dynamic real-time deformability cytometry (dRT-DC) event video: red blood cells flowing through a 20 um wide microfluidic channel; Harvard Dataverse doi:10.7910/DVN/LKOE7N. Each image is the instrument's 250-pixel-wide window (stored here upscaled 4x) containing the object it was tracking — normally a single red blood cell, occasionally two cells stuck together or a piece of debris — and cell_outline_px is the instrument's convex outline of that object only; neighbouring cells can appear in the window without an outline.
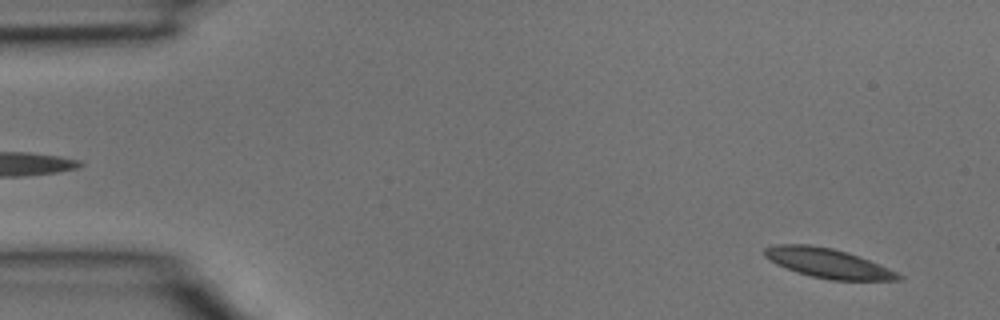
{"species": "common noctule bat (a hibernating species)", "species_latin": "Nyctalus noctula", "temperature_condition": "room temperature", "stored_images_in_passage": 38, "camera_frame_rate_fps": 3000, "um_per_image_px": 0.085, "animal": {"sex": "male", "body_mass_g": 15.6}, "frame": {"image": 1, "passage_image": 2, "time_ms": 0.333, "image_size_px": [1000, 320], "cell_outline_px": [[904, 280], [832, 280], [812, 276], [796, 272], [776, 264], [768, 260], [764, 256], [764, 248], [776, 244], [808, 244], [832, 248], [848, 252], [860, 256], [888, 268], [904, 276]], "centroid_in_image_um": [70.37, 22.36], "position_along_channel_um": 14.6, "area_um2": 23.06}}
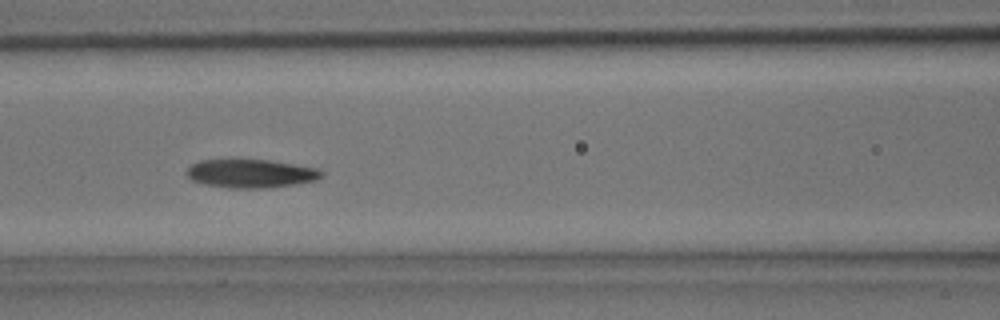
{"frame": {"image": 2, "passage_image": 16, "time_ms": 5.0, "image_size_px": [1000, 320], "cell_outline_px": [[324, 176], [316, 180], [292, 184], [264, 188], [232, 188], [204, 184], [192, 180], [184, 172], [192, 164], [200, 160], [268, 160], [320, 168], [324, 172]], "centroid_in_image_um": [21.34, 14.74], "position_along_channel_um": 145.3, "area_um2": 22.31}}
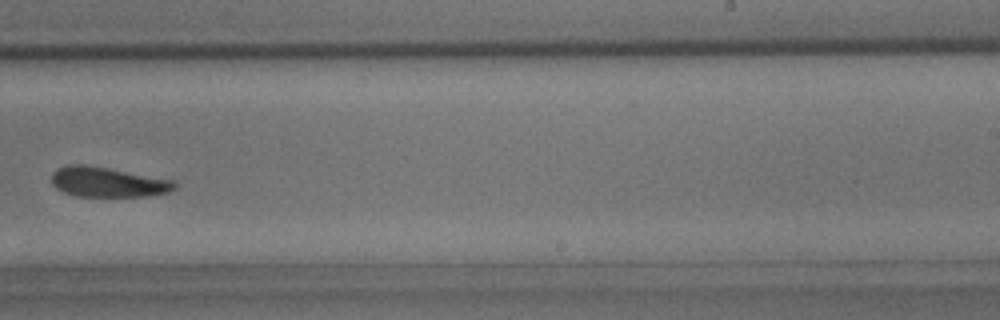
{"frame": {"image": 3, "passage_image": 24, "time_ms": 7.667, "image_size_px": [1000, 320], "cell_outline_px": [[180, 184], [172, 192], [148, 196], [76, 196], [64, 192], [56, 188], [52, 184], [52, 172], [56, 168], [68, 164], [84, 164], [108, 168], [176, 180]], "centroid_in_image_um": [9.21, 15.47], "position_along_channel_um": 279.8, "area_um2": 21.85}}